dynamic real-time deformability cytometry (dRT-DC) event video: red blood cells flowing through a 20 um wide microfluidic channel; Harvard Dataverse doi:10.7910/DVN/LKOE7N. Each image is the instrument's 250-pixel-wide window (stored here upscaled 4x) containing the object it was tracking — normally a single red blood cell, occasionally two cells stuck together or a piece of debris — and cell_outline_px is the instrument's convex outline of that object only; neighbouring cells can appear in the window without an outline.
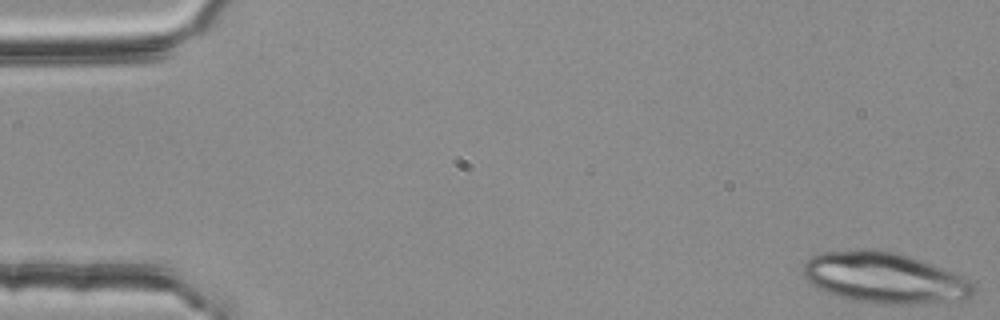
{"species": "common noctule bat (a hibernating species)", "species_latin": "Nyctalus noctula", "temperature_condition": "room temperature", "stored_images_in_passage": 4, "camera_frame_rate_fps": 3000, "um_per_image_px": 0.085, "animal": {"sex": "female", "body_mass_g": 25.1}, "frame": {"image": 1, "passage_image": 1, "time_ms": 0.0, "image_size_px": [1000, 320], "cell_outline_px": [[976, 292], [968, 300], [908, 304], [892, 304], [852, 300], [816, 288], [804, 276], [804, 264], [812, 256], [820, 252], [864, 248], [876, 248], [896, 252], [932, 264], [952, 272], [968, 280], [976, 288]], "centroid_in_image_um": [75.19, 23.6], "position_along_channel_um": 9.8, "area_um2": 50.4}}